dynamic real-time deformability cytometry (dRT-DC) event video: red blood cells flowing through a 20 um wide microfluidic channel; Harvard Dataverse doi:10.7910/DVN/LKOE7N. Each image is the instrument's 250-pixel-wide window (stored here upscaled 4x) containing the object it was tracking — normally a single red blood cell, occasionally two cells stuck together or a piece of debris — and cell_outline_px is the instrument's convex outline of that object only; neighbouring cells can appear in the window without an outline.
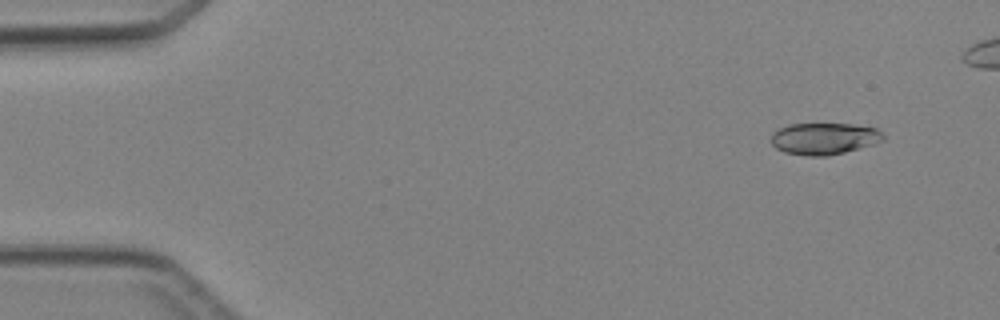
{"species": "Egyptian fruit bat (a non-hibernating species)", "species_latin": "Rousettus aegyptiacus", "temperature_condition": "cold", "stored_images_in_passage": 5, "camera_frame_rate_fps": 3000, "um_per_image_px": 0.085, "animal": {"sex": "female"}, "frame": {"image": 1, "passage_image": 2, "time_ms": 1.0, "image_size_px": [1000, 320], "cell_outline_px": [[884, 140], [872, 144], [844, 152], [828, 156], [808, 156], [784, 152], [776, 148], [772, 144], [772, 132], [788, 124], [852, 124], [876, 128], [884, 136]], "centroid_in_image_um": [70.03, 11.78], "position_along_channel_um": 15.0, "area_um2": 20.58}}